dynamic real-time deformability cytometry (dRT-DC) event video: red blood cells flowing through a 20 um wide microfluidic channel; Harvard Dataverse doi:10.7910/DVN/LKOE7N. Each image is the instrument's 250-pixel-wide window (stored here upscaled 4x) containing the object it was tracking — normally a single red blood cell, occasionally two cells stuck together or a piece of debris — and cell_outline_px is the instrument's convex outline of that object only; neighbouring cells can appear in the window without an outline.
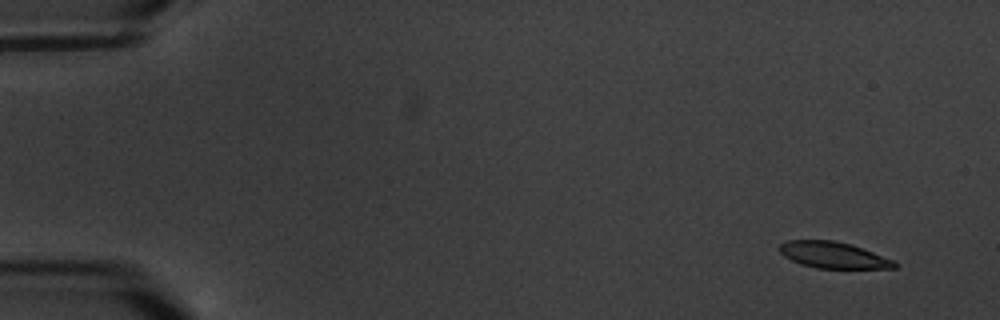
{"species": "common noctule bat (a hibernating species)", "species_latin": "Nyctalus noctula", "temperature_condition": "warm", "stored_images_in_passage": 5, "camera_frame_rate_fps": 3000, "um_per_image_px": 0.085, "animal": {"sex": "male", "body_mass_g": 20.1, "forearm_length_mm": 53.5}, "frame": {"image": 1, "passage_image": 1, "time_ms": 0.0, "image_size_px": [1000, 320], "cell_outline_px": [[896, 268], [816, 268], [800, 264], [784, 256], [776, 248], [780, 244], [788, 240], [832, 240], [852, 244], [892, 260], [896, 264]], "centroid_in_image_um": [70.76, 21.67], "position_along_channel_um": 14.2, "area_um2": 17.51}}
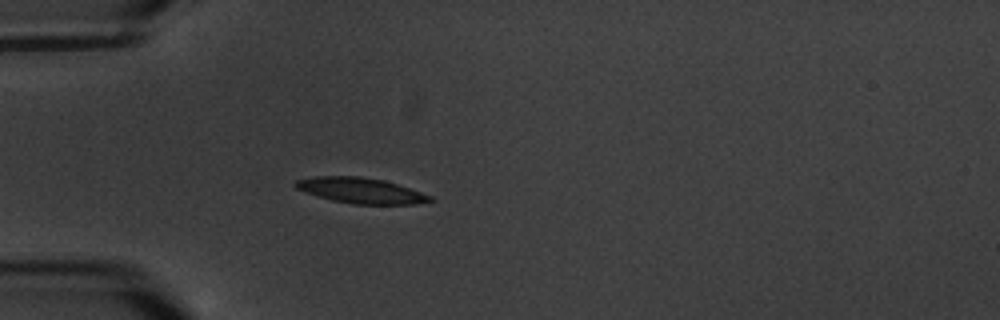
{"frame": {"image": 2, "passage_image": 5, "time_ms": 4.667, "image_size_px": [1000, 320], "cell_outline_px": [[436, 200], [416, 204], [352, 204], [332, 200], [316, 196], [304, 192], [296, 188], [292, 184], [296, 180], [316, 176], [360, 176], [384, 180], [432, 196]], "centroid_in_image_um": [30.64, 16.19], "position_along_channel_um": 54.4, "area_um2": 20.06}}